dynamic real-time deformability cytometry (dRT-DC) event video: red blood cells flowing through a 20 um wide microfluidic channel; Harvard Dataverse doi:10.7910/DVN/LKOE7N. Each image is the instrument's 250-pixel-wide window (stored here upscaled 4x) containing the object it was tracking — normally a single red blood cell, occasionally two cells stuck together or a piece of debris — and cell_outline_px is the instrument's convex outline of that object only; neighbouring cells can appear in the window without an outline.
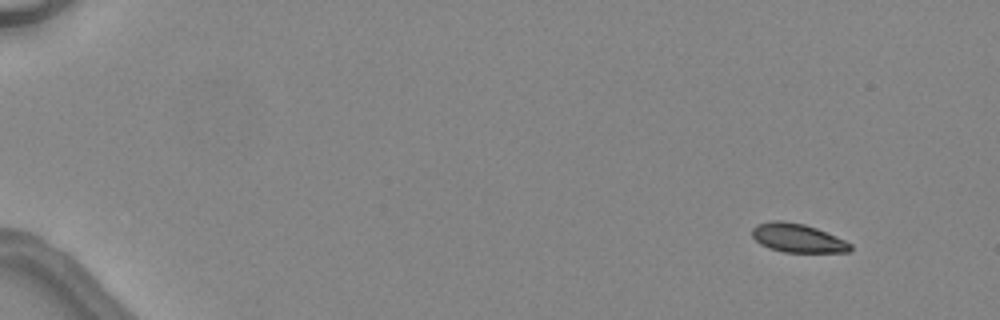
{"species": "common noctule bat (a hibernating species)", "species_latin": "Nyctalus noctula", "temperature_condition": "warm", "stored_images_in_passage": 5, "camera_frame_rate_fps": 3000, "um_per_image_px": 0.085, "animal": {"sex": "female", "body_mass_g": 24.6, "forearm_length_mm": 56.2}, "frame": {"image": 1, "passage_image": 1, "time_ms": 0.0, "image_size_px": [1000, 320], "cell_outline_px": [[852, 248], [848, 252], [784, 252], [768, 248], [760, 244], [752, 236], [752, 228], [756, 224], [772, 220], [784, 220], [804, 224], [816, 228], [836, 236], [852, 244]], "centroid_in_image_um": [67.77, 20.22], "position_along_channel_um": 17.2, "area_um2": 16.53}}
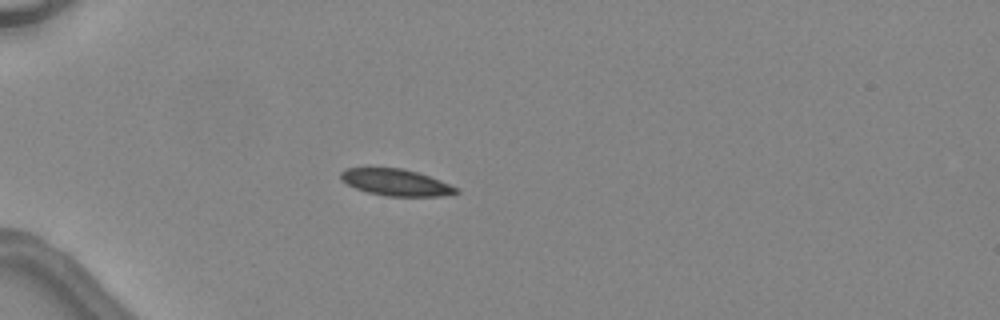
{"frame": {"image": 2, "passage_image": 4, "time_ms": 3.667, "image_size_px": [1000, 320], "cell_outline_px": [[460, 192], [440, 196], [388, 196], [368, 192], [356, 188], [348, 184], [340, 176], [340, 172], [344, 168], [404, 168], [440, 180], [460, 188]], "centroid_in_image_um": [33.68, 15.5], "position_along_channel_um": 51.3, "area_um2": 17.74}}